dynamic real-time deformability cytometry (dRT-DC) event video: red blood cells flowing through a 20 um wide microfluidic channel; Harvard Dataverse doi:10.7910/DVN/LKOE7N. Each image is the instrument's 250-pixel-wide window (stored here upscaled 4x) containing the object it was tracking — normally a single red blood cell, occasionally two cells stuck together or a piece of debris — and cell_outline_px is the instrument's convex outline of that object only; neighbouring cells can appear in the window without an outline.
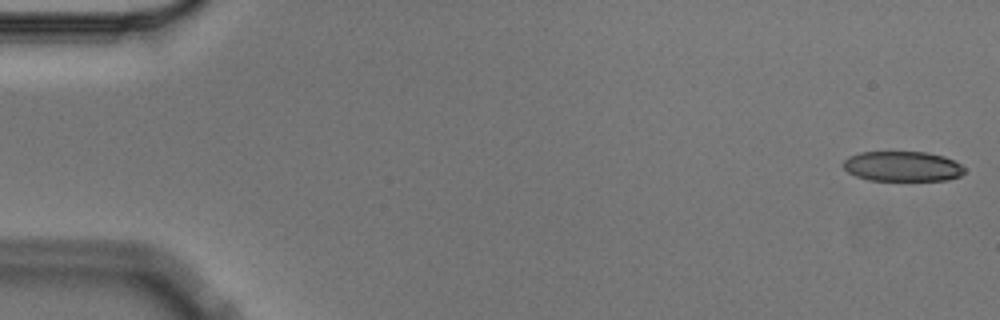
{"species": "Egyptian fruit bat (a non-hibernating species)", "species_latin": "Rousettus aegyptiacus", "temperature_condition": "cold", "stored_images_in_passage": 5, "camera_frame_rate_fps": 3000, "um_per_image_px": 0.085, "animal": {"sex": "male"}, "frame": {"image": 1, "passage_image": 1, "time_ms": 0.0, "image_size_px": [1000, 320], "cell_outline_px": [[964, 172], [960, 176], [948, 180], [868, 180], [856, 176], [848, 172], [844, 168], [844, 160], [848, 156], [860, 152], [928, 152], [944, 156], [960, 164], [964, 168]], "centroid_in_image_um": [76.7, 14.13], "position_along_channel_um": 8.3, "area_um2": 21.21}}
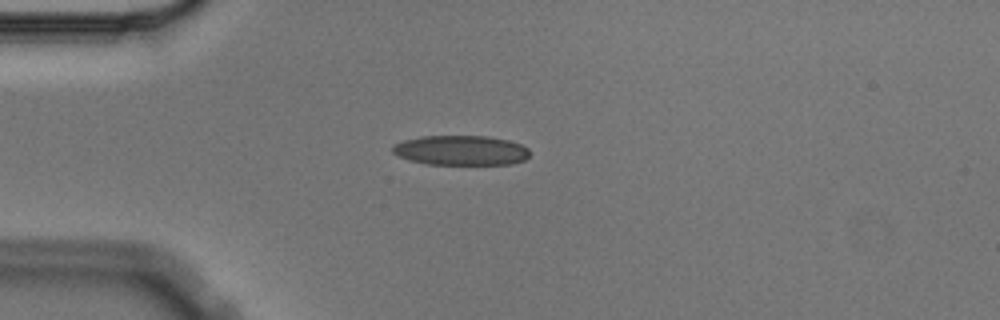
{"frame": {"image": 2, "passage_image": 4, "time_ms": 1.0, "image_size_px": [1000, 320], "cell_outline_px": [[528, 156], [524, 160], [512, 164], [428, 164], [408, 160], [392, 152], [392, 144], [404, 140], [420, 136], [488, 136], [508, 140], [520, 144], [528, 148]], "centroid_in_image_um": [39.15, 12.77], "position_along_channel_um": 45.8, "area_um2": 23.81}}
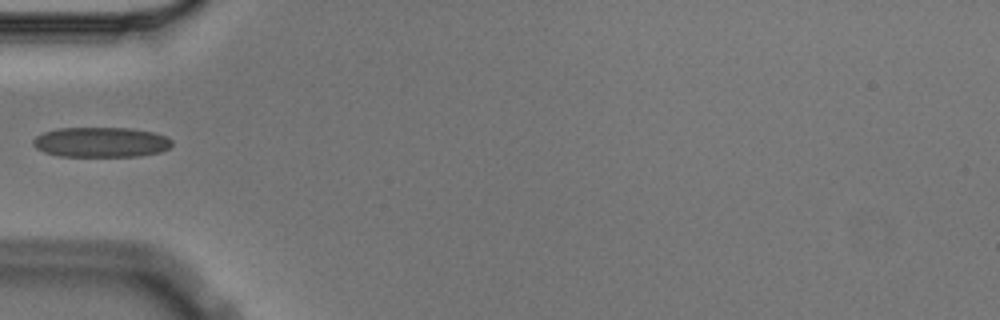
{"frame": {"image": 3, "passage_image": 5, "time_ms": 1.333, "image_size_px": [1000, 320], "cell_outline_px": [[172, 144], [168, 148], [160, 152], [140, 156], [60, 156], [44, 152], [36, 148], [32, 144], [32, 140], [36, 136], [44, 132], [56, 128], [132, 128], [152, 132], [164, 136], [172, 140]], "centroid_in_image_um": [8.56, 12.08], "position_along_channel_um": 76.4, "area_um2": 24.33}}